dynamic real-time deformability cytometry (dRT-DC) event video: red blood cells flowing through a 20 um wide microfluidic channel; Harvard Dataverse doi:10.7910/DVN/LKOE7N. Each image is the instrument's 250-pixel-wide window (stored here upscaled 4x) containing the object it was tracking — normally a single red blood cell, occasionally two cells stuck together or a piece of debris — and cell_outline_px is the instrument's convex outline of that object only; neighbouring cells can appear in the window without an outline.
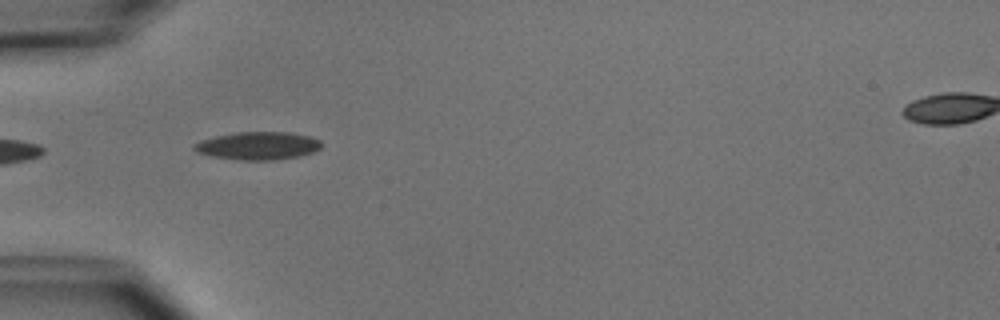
{"species": "common noctule bat (a hibernating species)", "species_latin": "Nyctalus noctula", "temperature_condition": "cold", "stored_images_in_passage": 5, "camera_frame_rate_fps": 3000, "um_per_image_px": 0.085, "animal": {"sex": "male", "body_mass_g": 15.6}, "frame": {"image": 1, "passage_image": 2, "time_ms": 2.0, "image_size_px": [1000, 320], "cell_outline_px": [[320, 148], [312, 152], [300, 156], [276, 160], [240, 160], [212, 156], [196, 152], [192, 148], [192, 144], [200, 140], [216, 136], [236, 132], [288, 132], [308, 136], [320, 140]], "centroid_in_image_um": [21.88, 12.39], "position_along_channel_um": 63.1, "area_um2": 20.69}}
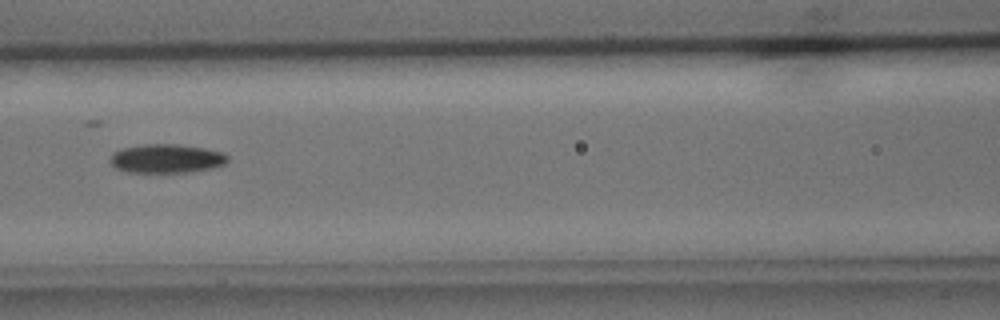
{"frame": {"image": 2, "passage_image": 4, "time_ms": 4.333, "image_size_px": [1000, 320], "cell_outline_px": [[228, 160], [224, 164], [212, 168], [188, 172], [128, 172], [116, 168], [108, 160], [112, 152], [124, 148], [144, 144], [180, 144], [204, 148], [224, 152], [228, 156]], "centroid_in_image_um": [14.15, 13.47], "position_along_channel_um": 152.5, "area_um2": 19.83}}
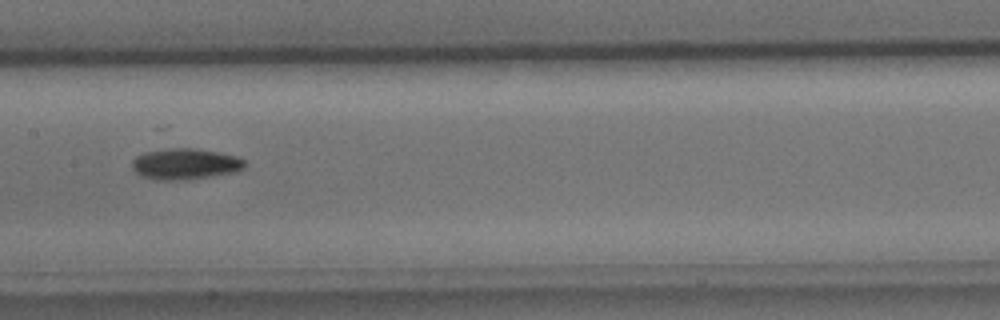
{"frame": {"image": 3, "passage_image": 5, "time_ms": 5.333, "image_size_px": [1000, 320], "cell_outline_px": [[248, 164], [244, 168], [236, 172], [188, 180], [156, 180], [140, 176], [132, 168], [132, 160], [136, 156], [144, 152], [164, 148], [192, 148], [220, 152], [240, 156]], "centroid_in_image_um": [15.77, 13.93], "position_along_channel_um": 191.6, "area_um2": 20.87}}